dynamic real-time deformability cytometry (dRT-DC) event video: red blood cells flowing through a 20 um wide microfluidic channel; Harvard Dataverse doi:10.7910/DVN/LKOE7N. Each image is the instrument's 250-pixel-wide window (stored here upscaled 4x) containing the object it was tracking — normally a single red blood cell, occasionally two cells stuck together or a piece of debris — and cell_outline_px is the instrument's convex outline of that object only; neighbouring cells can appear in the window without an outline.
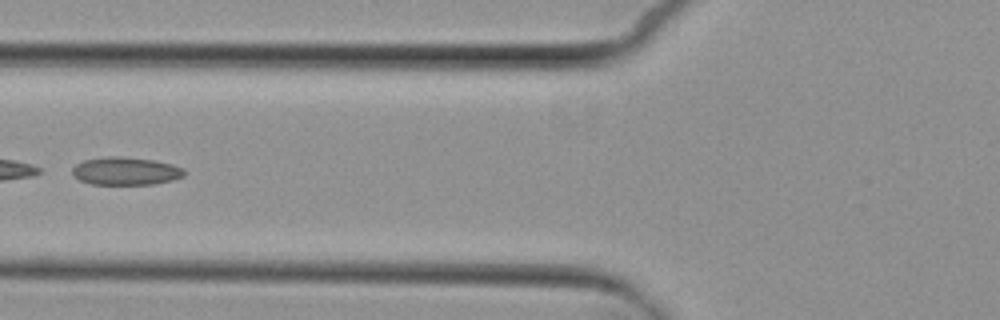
{"species": "common noctule bat (a hibernating species)", "species_latin": "Nyctalus noctula", "temperature_condition": "cold", "stored_images_in_passage": 4, "camera_frame_rate_fps": 3000, "um_per_image_px": 0.085, "animal": {"sex": "female", "body_mass_g": 29.2, "forearm_length_mm": 56.3}, "frame": {"image": 1, "passage_image": 4, "time_ms": 4.333, "image_size_px": [1000, 320], "cell_outline_px": [[184, 176], [172, 180], [152, 184], [92, 184], [80, 180], [72, 176], [72, 168], [76, 164], [84, 160], [108, 156], [120, 156], [152, 160], [172, 164], [184, 168]], "centroid_in_image_um": [10.66, 14.54], "position_along_channel_um": 115.1, "area_um2": 18.15}}